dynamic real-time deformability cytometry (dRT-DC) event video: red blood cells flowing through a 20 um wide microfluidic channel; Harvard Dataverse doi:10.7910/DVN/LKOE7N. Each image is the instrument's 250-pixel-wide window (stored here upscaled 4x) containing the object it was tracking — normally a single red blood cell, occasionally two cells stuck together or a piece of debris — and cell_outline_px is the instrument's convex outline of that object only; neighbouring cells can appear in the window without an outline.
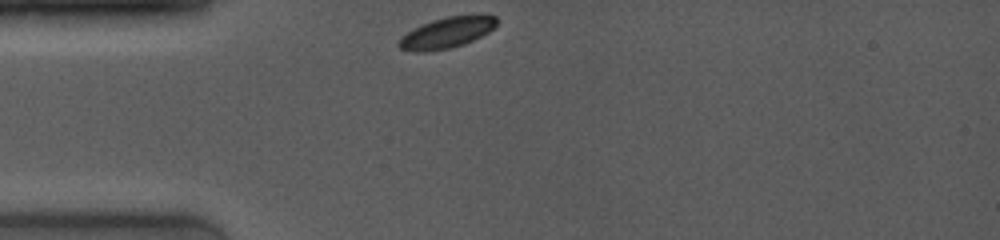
{"species": "common noctule bat (a hibernating species)", "species_latin": "Nyctalus noctula", "temperature_condition": "room temperature", "stored_images_in_passage": 18, "camera_frame_rate_fps": 4000, "um_per_image_px": 0.085, "animal": {"sex": "female", "body_mass_g": 19.0, "forearm_length_mm": 53.3}, "frame": {"image": 1, "passage_image": 1, "time_ms": 0.0, "image_size_px": [1000, 240], "cell_outline_px": [[496, 24], [488, 32], [464, 44], [448, 48], [424, 52], [416, 52], [400, 48], [396, 44], [412, 28], [432, 20], [448, 16], [496, 16]], "centroid_in_image_um": [37.92, 2.79], "position_along_channel_um": 47.1, "area_um2": 17.05}}
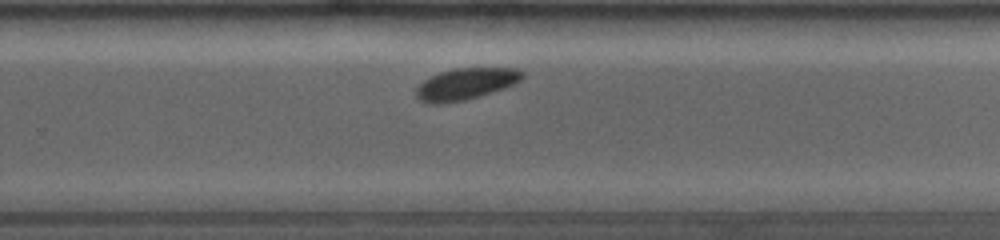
{"frame": {"image": 2, "passage_image": 13, "time_ms": 6.75, "image_size_px": [1000, 240], "cell_outline_px": [[524, 76], [520, 80], [512, 84], [464, 100], [440, 104], [432, 104], [420, 100], [416, 96], [416, 88], [424, 80], [440, 72], [460, 68], [516, 68], [524, 72]], "centroid_in_image_um": [39.55, 7.12], "position_along_channel_um": 290.3, "area_um2": 18.96}}
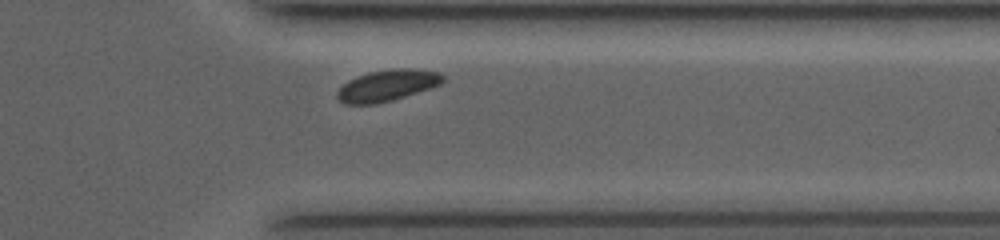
{"frame": {"image": 3, "passage_image": 17, "time_ms": 9.0, "image_size_px": [1000, 240], "cell_outline_px": [[444, 80], [440, 84], [392, 100], [376, 104], [344, 104], [336, 96], [336, 92], [348, 80], [356, 76], [368, 72], [392, 68], [412, 68], [440, 72], [444, 76]], "centroid_in_image_um": [32.89, 7.25], "position_along_channel_um": 378.5, "area_um2": 19.25}, "authors_computed_cell_mechanics": {"area_um2": 19.2185, "velocity_mm_per_s": 3.8413, "shape_relaxation_time_tau1_ms": 1.6775, "shape_relaxation_time_tau2_ms": 10.78, "deformation_change_tau1": 0.0478, "deformation_change_tau2": 0.1068}}